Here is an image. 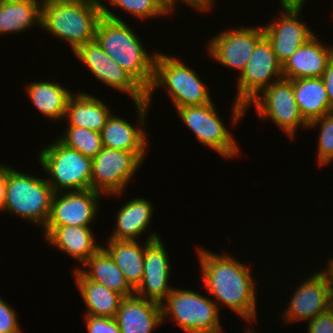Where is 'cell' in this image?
Masks as SVG:
<instances>
[{"label": "cell", "mask_w": 333, "mask_h": 333, "mask_svg": "<svg viewBox=\"0 0 333 333\" xmlns=\"http://www.w3.org/2000/svg\"><path fill=\"white\" fill-rule=\"evenodd\" d=\"M197 254L205 290L213 294V301L219 310L223 304L247 320V323L257 321L256 283L251 277L253 275L249 266L230 254L221 255L201 247L197 248Z\"/></svg>", "instance_id": "cell-1"}, {"label": "cell", "mask_w": 333, "mask_h": 333, "mask_svg": "<svg viewBox=\"0 0 333 333\" xmlns=\"http://www.w3.org/2000/svg\"><path fill=\"white\" fill-rule=\"evenodd\" d=\"M95 39L105 53L147 92L153 82L158 52L149 54L135 30L104 3L102 16L96 26Z\"/></svg>", "instance_id": "cell-2"}, {"label": "cell", "mask_w": 333, "mask_h": 333, "mask_svg": "<svg viewBox=\"0 0 333 333\" xmlns=\"http://www.w3.org/2000/svg\"><path fill=\"white\" fill-rule=\"evenodd\" d=\"M101 0H43L41 27L71 46L73 52L95 39Z\"/></svg>", "instance_id": "cell-3"}, {"label": "cell", "mask_w": 333, "mask_h": 333, "mask_svg": "<svg viewBox=\"0 0 333 333\" xmlns=\"http://www.w3.org/2000/svg\"><path fill=\"white\" fill-rule=\"evenodd\" d=\"M181 59L157 53L154 66V78L147 91L146 101L152 103V94L159 87L168 91L175 110L183 106L204 105L212 102L206 84L198 73L184 64Z\"/></svg>", "instance_id": "cell-4"}, {"label": "cell", "mask_w": 333, "mask_h": 333, "mask_svg": "<svg viewBox=\"0 0 333 333\" xmlns=\"http://www.w3.org/2000/svg\"><path fill=\"white\" fill-rule=\"evenodd\" d=\"M54 192L46 179L7 166V187L3 211L45 226Z\"/></svg>", "instance_id": "cell-5"}, {"label": "cell", "mask_w": 333, "mask_h": 333, "mask_svg": "<svg viewBox=\"0 0 333 333\" xmlns=\"http://www.w3.org/2000/svg\"><path fill=\"white\" fill-rule=\"evenodd\" d=\"M38 158L54 193L91 189L92 158L65 146L57 138L40 149Z\"/></svg>", "instance_id": "cell-6"}, {"label": "cell", "mask_w": 333, "mask_h": 333, "mask_svg": "<svg viewBox=\"0 0 333 333\" xmlns=\"http://www.w3.org/2000/svg\"><path fill=\"white\" fill-rule=\"evenodd\" d=\"M274 78V79H273ZM283 79L282 65L268 39L263 36L257 43L250 60L237 77V96L232 107V124L246 115V107L265 88Z\"/></svg>", "instance_id": "cell-7"}, {"label": "cell", "mask_w": 333, "mask_h": 333, "mask_svg": "<svg viewBox=\"0 0 333 333\" xmlns=\"http://www.w3.org/2000/svg\"><path fill=\"white\" fill-rule=\"evenodd\" d=\"M165 301L161 304L162 319L170 315L184 333H223L219 308L212 298L173 287Z\"/></svg>", "instance_id": "cell-8"}, {"label": "cell", "mask_w": 333, "mask_h": 333, "mask_svg": "<svg viewBox=\"0 0 333 333\" xmlns=\"http://www.w3.org/2000/svg\"><path fill=\"white\" fill-rule=\"evenodd\" d=\"M176 112L203 146L228 159L240 155L237 141L220 119L213 101L204 105L179 107Z\"/></svg>", "instance_id": "cell-9"}, {"label": "cell", "mask_w": 333, "mask_h": 333, "mask_svg": "<svg viewBox=\"0 0 333 333\" xmlns=\"http://www.w3.org/2000/svg\"><path fill=\"white\" fill-rule=\"evenodd\" d=\"M141 164L143 160L134 152L103 147L92 159L91 189L120 196Z\"/></svg>", "instance_id": "cell-10"}, {"label": "cell", "mask_w": 333, "mask_h": 333, "mask_svg": "<svg viewBox=\"0 0 333 333\" xmlns=\"http://www.w3.org/2000/svg\"><path fill=\"white\" fill-rule=\"evenodd\" d=\"M252 104L262 120L269 117L289 138H294L300 126L308 129V124L298 109L293 83L290 80L281 79L265 88L249 103L246 110Z\"/></svg>", "instance_id": "cell-11"}, {"label": "cell", "mask_w": 333, "mask_h": 333, "mask_svg": "<svg viewBox=\"0 0 333 333\" xmlns=\"http://www.w3.org/2000/svg\"><path fill=\"white\" fill-rule=\"evenodd\" d=\"M102 195L92 189L55 192L48 220L42 228L43 235L46 237L55 227L60 226L91 227L98 216V203Z\"/></svg>", "instance_id": "cell-12"}, {"label": "cell", "mask_w": 333, "mask_h": 333, "mask_svg": "<svg viewBox=\"0 0 333 333\" xmlns=\"http://www.w3.org/2000/svg\"><path fill=\"white\" fill-rule=\"evenodd\" d=\"M73 53L109 88L128 94L134 102L146 100L147 92L105 53L96 39L80 45Z\"/></svg>", "instance_id": "cell-13"}, {"label": "cell", "mask_w": 333, "mask_h": 333, "mask_svg": "<svg viewBox=\"0 0 333 333\" xmlns=\"http://www.w3.org/2000/svg\"><path fill=\"white\" fill-rule=\"evenodd\" d=\"M145 242L144 274L140 285L134 290L138 297L162 304L172 287L169 286L170 259L160 235L147 232Z\"/></svg>", "instance_id": "cell-14"}, {"label": "cell", "mask_w": 333, "mask_h": 333, "mask_svg": "<svg viewBox=\"0 0 333 333\" xmlns=\"http://www.w3.org/2000/svg\"><path fill=\"white\" fill-rule=\"evenodd\" d=\"M264 36L263 27H239L215 35L207 42L212 59L241 74L254 52L256 43Z\"/></svg>", "instance_id": "cell-15"}, {"label": "cell", "mask_w": 333, "mask_h": 333, "mask_svg": "<svg viewBox=\"0 0 333 333\" xmlns=\"http://www.w3.org/2000/svg\"><path fill=\"white\" fill-rule=\"evenodd\" d=\"M301 282L281 315L284 323L309 321L333 306L327 280L320 271L312 273V276Z\"/></svg>", "instance_id": "cell-16"}, {"label": "cell", "mask_w": 333, "mask_h": 333, "mask_svg": "<svg viewBox=\"0 0 333 333\" xmlns=\"http://www.w3.org/2000/svg\"><path fill=\"white\" fill-rule=\"evenodd\" d=\"M135 105L139 117L137 127L112 112L100 132L101 140L103 147L134 152L145 161L149 144L145 126L150 104L145 100Z\"/></svg>", "instance_id": "cell-17"}, {"label": "cell", "mask_w": 333, "mask_h": 333, "mask_svg": "<svg viewBox=\"0 0 333 333\" xmlns=\"http://www.w3.org/2000/svg\"><path fill=\"white\" fill-rule=\"evenodd\" d=\"M302 11L282 10L270 24L263 26L278 62L283 65L295 51L315 35L301 19Z\"/></svg>", "instance_id": "cell-18"}, {"label": "cell", "mask_w": 333, "mask_h": 333, "mask_svg": "<svg viewBox=\"0 0 333 333\" xmlns=\"http://www.w3.org/2000/svg\"><path fill=\"white\" fill-rule=\"evenodd\" d=\"M320 40L314 35L295 51L282 65L283 79L322 77L329 60L333 57V45L325 46Z\"/></svg>", "instance_id": "cell-19"}, {"label": "cell", "mask_w": 333, "mask_h": 333, "mask_svg": "<svg viewBox=\"0 0 333 333\" xmlns=\"http://www.w3.org/2000/svg\"><path fill=\"white\" fill-rule=\"evenodd\" d=\"M121 333H151L164 320L161 304L138 297H124L115 317Z\"/></svg>", "instance_id": "cell-20"}, {"label": "cell", "mask_w": 333, "mask_h": 333, "mask_svg": "<svg viewBox=\"0 0 333 333\" xmlns=\"http://www.w3.org/2000/svg\"><path fill=\"white\" fill-rule=\"evenodd\" d=\"M44 238L51 246L82 264L102 247L95 242L94 233L88 226L55 227Z\"/></svg>", "instance_id": "cell-21"}, {"label": "cell", "mask_w": 333, "mask_h": 333, "mask_svg": "<svg viewBox=\"0 0 333 333\" xmlns=\"http://www.w3.org/2000/svg\"><path fill=\"white\" fill-rule=\"evenodd\" d=\"M73 271L76 288L87 308L84 315L115 318L124 297L101 283L89 280L78 269Z\"/></svg>", "instance_id": "cell-22"}, {"label": "cell", "mask_w": 333, "mask_h": 333, "mask_svg": "<svg viewBox=\"0 0 333 333\" xmlns=\"http://www.w3.org/2000/svg\"><path fill=\"white\" fill-rule=\"evenodd\" d=\"M110 115V108L102 100L85 92H77L72 94L67 102L65 119L67 117V126L101 132Z\"/></svg>", "instance_id": "cell-23"}, {"label": "cell", "mask_w": 333, "mask_h": 333, "mask_svg": "<svg viewBox=\"0 0 333 333\" xmlns=\"http://www.w3.org/2000/svg\"><path fill=\"white\" fill-rule=\"evenodd\" d=\"M154 205L144 198H133L121 206L116 212V228L108 240H134L142 237L146 232L152 215Z\"/></svg>", "instance_id": "cell-24"}, {"label": "cell", "mask_w": 333, "mask_h": 333, "mask_svg": "<svg viewBox=\"0 0 333 333\" xmlns=\"http://www.w3.org/2000/svg\"><path fill=\"white\" fill-rule=\"evenodd\" d=\"M301 116L309 124L333 112L325 84L321 77L290 80Z\"/></svg>", "instance_id": "cell-25"}, {"label": "cell", "mask_w": 333, "mask_h": 333, "mask_svg": "<svg viewBox=\"0 0 333 333\" xmlns=\"http://www.w3.org/2000/svg\"><path fill=\"white\" fill-rule=\"evenodd\" d=\"M43 0H0V35L41 27ZM36 23V24H35Z\"/></svg>", "instance_id": "cell-26"}, {"label": "cell", "mask_w": 333, "mask_h": 333, "mask_svg": "<svg viewBox=\"0 0 333 333\" xmlns=\"http://www.w3.org/2000/svg\"><path fill=\"white\" fill-rule=\"evenodd\" d=\"M102 246L112 257L116 266L122 271L124 279L135 290L144 274L145 245L134 240H108Z\"/></svg>", "instance_id": "cell-27"}, {"label": "cell", "mask_w": 333, "mask_h": 333, "mask_svg": "<svg viewBox=\"0 0 333 333\" xmlns=\"http://www.w3.org/2000/svg\"><path fill=\"white\" fill-rule=\"evenodd\" d=\"M83 265V269L79 266L75 269H78L89 280L101 283L123 297L134 295V290L124 279L122 271L103 247L87 259Z\"/></svg>", "instance_id": "cell-28"}, {"label": "cell", "mask_w": 333, "mask_h": 333, "mask_svg": "<svg viewBox=\"0 0 333 333\" xmlns=\"http://www.w3.org/2000/svg\"><path fill=\"white\" fill-rule=\"evenodd\" d=\"M28 98L44 117L60 121L65 119L71 90L50 81L31 82L26 86Z\"/></svg>", "instance_id": "cell-29"}, {"label": "cell", "mask_w": 333, "mask_h": 333, "mask_svg": "<svg viewBox=\"0 0 333 333\" xmlns=\"http://www.w3.org/2000/svg\"><path fill=\"white\" fill-rule=\"evenodd\" d=\"M57 139L65 146L94 158L103 148L100 132L84 127L66 126Z\"/></svg>", "instance_id": "cell-30"}, {"label": "cell", "mask_w": 333, "mask_h": 333, "mask_svg": "<svg viewBox=\"0 0 333 333\" xmlns=\"http://www.w3.org/2000/svg\"><path fill=\"white\" fill-rule=\"evenodd\" d=\"M111 5L118 7L136 19H154L172 14L173 10L167 0H106ZM170 13V14H169Z\"/></svg>", "instance_id": "cell-31"}, {"label": "cell", "mask_w": 333, "mask_h": 333, "mask_svg": "<svg viewBox=\"0 0 333 333\" xmlns=\"http://www.w3.org/2000/svg\"><path fill=\"white\" fill-rule=\"evenodd\" d=\"M319 124V125H318ZM320 126L318 134L317 157L318 166L327 165L333 158V112L328 113L308 124L312 129Z\"/></svg>", "instance_id": "cell-32"}, {"label": "cell", "mask_w": 333, "mask_h": 333, "mask_svg": "<svg viewBox=\"0 0 333 333\" xmlns=\"http://www.w3.org/2000/svg\"><path fill=\"white\" fill-rule=\"evenodd\" d=\"M15 310L0 297V333H22Z\"/></svg>", "instance_id": "cell-33"}, {"label": "cell", "mask_w": 333, "mask_h": 333, "mask_svg": "<svg viewBox=\"0 0 333 333\" xmlns=\"http://www.w3.org/2000/svg\"><path fill=\"white\" fill-rule=\"evenodd\" d=\"M88 333H121L115 318L84 315Z\"/></svg>", "instance_id": "cell-34"}, {"label": "cell", "mask_w": 333, "mask_h": 333, "mask_svg": "<svg viewBox=\"0 0 333 333\" xmlns=\"http://www.w3.org/2000/svg\"><path fill=\"white\" fill-rule=\"evenodd\" d=\"M308 333H333V306L308 321Z\"/></svg>", "instance_id": "cell-35"}, {"label": "cell", "mask_w": 333, "mask_h": 333, "mask_svg": "<svg viewBox=\"0 0 333 333\" xmlns=\"http://www.w3.org/2000/svg\"><path fill=\"white\" fill-rule=\"evenodd\" d=\"M330 104L333 106V57L329 60L325 72L322 74Z\"/></svg>", "instance_id": "cell-36"}, {"label": "cell", "mask_w": 333, "mask_h": 333, "mask_svg": "<svg viewBox=\"0 0 333 333\" xmlns=\"http://www.w3.org/2000/svg\"><path fill=\"white\" fill-rule=\"evenodd\" d=\"M176 0V4H177ZM181 2H184L186 5L188 4L189 7H192L193 9H196L198 11L202 12H208L210 9H212L213 4L215 3V0H180Z\"/></svg>", "instance_id": "cell-37"}, {"label": "cell", "mask_w": 333, "mask_h": 333, "mask_svg": "<svg viewBox=\"0 0 333 333\" xmlns=\"http://www.w3.org/2000/svg\"><path fill=\"white\" fill-rule=\"evenodd\" d=\"M7 187V165L0 164V211H3V206L6 198Z\"/></svg>", "instance_id": "cell-38"}, {"label": "cell", "mask_w": 333, "mask_h": 333, "mask_svg": "<svg viewBox=\"0 0 333 333\" xmlns=\"http://www.w3.org/2000/svg\"><path fill=\"white\" fill-rule=\"evenodd\" d=\"M306 0H279L281 10L302 11Z\"/></svg>", "instance_id": "cell-39"}, {"label": "cell", "mask_w": 333, "mask_h": 333, "mask_svg": "<svg viewBox=\"0 0 333 333\" xmlns=\"http://www.w3.org/2000/svg\"><path fill=\"white\" fill-rule=\"evenodd\" d=\"M328 263L326 264L328 267L325 266V269L320 271L326 278L327 284L333 299V259L329 258Z\"/></svg>", "instance_id": "cell-40"}, {"label": "cell", "mask_w": 333, "mask_h": 333, "mask_svg": "<svg viewBox=\"0 0 333 333\" xmlns=\"http://www.w3.org/2000/svg\"><path fill=\"white\" fill-rule=\"evenodd\" d=\"M169 6L171 7V9L174 11L175 6H176V0H167Z\"/></svg>", "instance_id": "cell-41"}]
</instances>
